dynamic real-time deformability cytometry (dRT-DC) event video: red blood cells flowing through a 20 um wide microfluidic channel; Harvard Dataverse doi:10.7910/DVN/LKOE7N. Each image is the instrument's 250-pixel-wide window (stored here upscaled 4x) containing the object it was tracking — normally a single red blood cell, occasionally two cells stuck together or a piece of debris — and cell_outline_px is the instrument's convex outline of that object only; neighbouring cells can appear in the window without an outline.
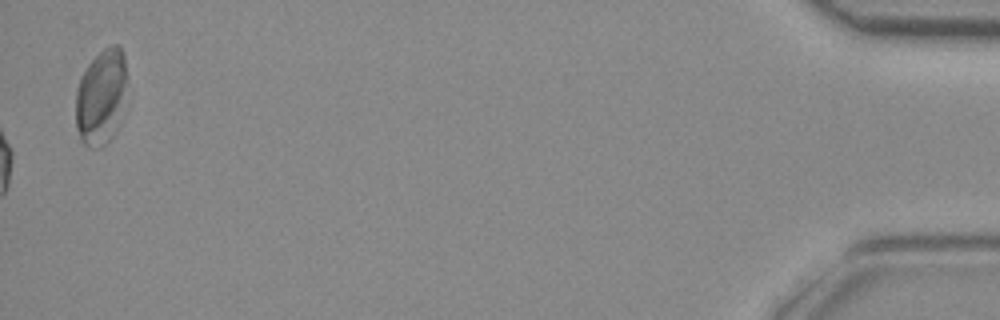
{"species": "common noctule bat (a hibernating species)", "species_latin": "Nyctalus noctula", "temperature_condition": "room temperature", "stored_images_in_passage": 48, "camera_frame_rate_fps": 3000, "um_per_image_px": 0.085, "animal": {"sex": "female", "body_mass_g": 29.2, "forearm_length_mm": 56.3}, "frame": {"image": 1, "passage_image": 48, "time_ms": 15.667, "image_size_px": [1000, 320], "cell_outline_px": [[128, 76], [116, 128], [112, 136], [100, 148], [84, 144], [80, 140], [76, 128], [76, 88], [88, 64], [108, 44], [120, 44], [124, 52]], "centroid_in_image_um": [8.59, 8.17], "position_along_channel_um": 426.6, "area_um2": 28.38}}